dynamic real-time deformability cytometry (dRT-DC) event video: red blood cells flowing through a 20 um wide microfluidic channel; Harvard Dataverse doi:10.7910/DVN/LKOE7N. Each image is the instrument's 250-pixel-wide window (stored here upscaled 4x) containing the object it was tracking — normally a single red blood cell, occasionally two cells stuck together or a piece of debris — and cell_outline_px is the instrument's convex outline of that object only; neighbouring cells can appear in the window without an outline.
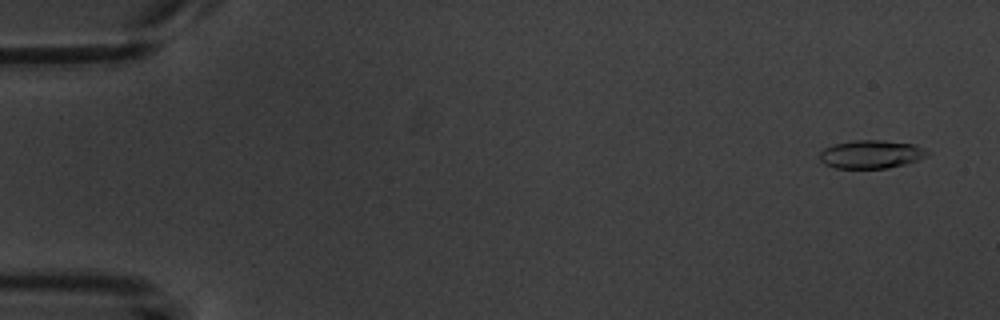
{"species": "common noctule bat (a hibernating species)", "species_latin": "Nyctalus noctula", "temperature_condition": "warm", "stored_images_in_passage": 5, "camera_frame_rate_fps": 3000, "um_per_image_px": 0.085, "animal": {"sex": "male", "body_mass_g": 20.1, "forearm_length_mm": 53.5}, "frame": {"image": 1, "passage_image": 1, "time_ms": 0.0, "image_size_px": [1000, 320], "cell_outline_px": [[932, 152], [916, 160], [904, 164], [888, 168], [836, 168], [824, 164], [820, 160], [820, 152], [824, 148], [832, 144], [852, 140], [884, 140], [916, 144]], "centroid_in_image_um": [74.03, 13.1], "position_along_channel_um": 11.0, "area_um2": 17.86}}
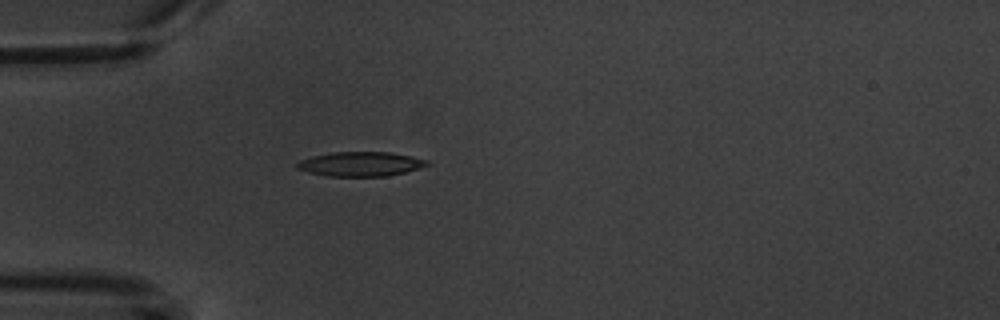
{"frame": {"image": 2, "passage_image": 5, "time_ms": 4.667, "image_size_px": [1000, 320], "cell_outline_px": [[432, 164], [404, 172], [388, 176], [324, 176], [308, 172], [296, 168], [296, 164], [300, 160], [312, 156], [332, 152], [388, 152], [428, 160]], "centroid_in_image_um": [30.62, 13.94], "position_along_channel_um": 54.4, "area_um2": 18.44}}